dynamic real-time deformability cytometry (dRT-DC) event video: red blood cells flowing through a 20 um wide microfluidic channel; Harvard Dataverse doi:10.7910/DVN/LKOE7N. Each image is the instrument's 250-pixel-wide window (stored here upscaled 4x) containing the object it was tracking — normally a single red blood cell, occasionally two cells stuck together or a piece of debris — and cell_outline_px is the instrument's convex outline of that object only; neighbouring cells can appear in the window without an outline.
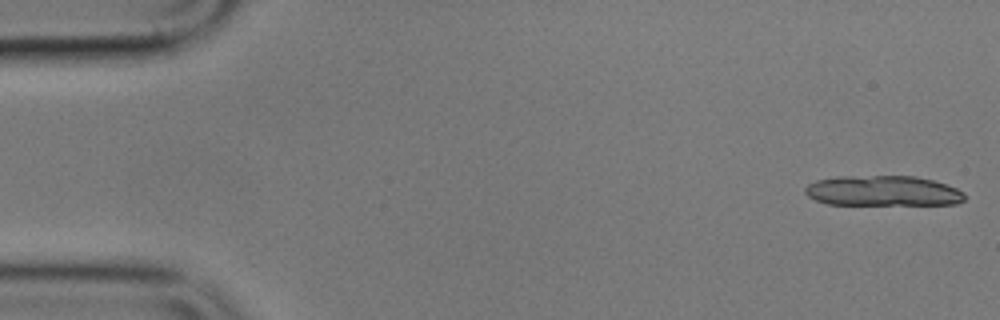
{"species": "common noctule bat (a hibernating species)", "species_latin": "Nyctalus noctula", "temperature_condition": "cold", "stored_images_in_passage": 11, "segment_of_instrument_passage": [1, 2], "camera_frame_rate_fps": 3000, "um_per_image_px": 0.085, "animal": {"sex": "male", "body_mass_g": 17.9}, "frame": {"image": 1, "passage_image": 1, "time_ms": 0.0, "image_size_px": [1000, 320], "cell_outline_px": [[964, 200], [956, 204], [828, 204], [816, 200], [808, 196], [804, 192], [804, 188], [808, 184], [816, 180], [836, 176], [916, 176], [932, 180], [956, 188], [964, 192]], "centroid_in_image_um": [75.01, 16.22], "position_along_channel_um": 10.0, "area_um2": 28.09}}